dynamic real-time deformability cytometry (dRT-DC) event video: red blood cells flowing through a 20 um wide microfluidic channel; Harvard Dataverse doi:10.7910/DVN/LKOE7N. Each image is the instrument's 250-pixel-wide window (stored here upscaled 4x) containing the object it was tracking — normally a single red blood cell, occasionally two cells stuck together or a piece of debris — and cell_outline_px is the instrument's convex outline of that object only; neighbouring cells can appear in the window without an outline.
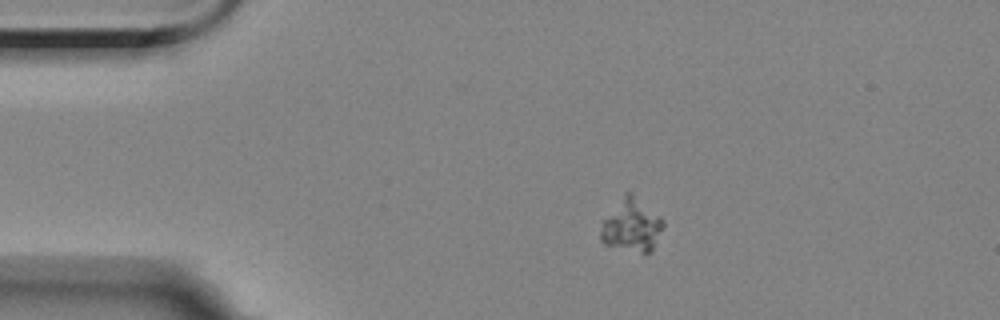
{"species": "Egyptian fruit bat (a non-hibernating species)", "species_latin": "Rousettus aegyptiacus", "temperature_condition": "room temperature", "stored_images_in_passage": 4, "camera_frame_rate_fps": 3000, "um_per_image_px": 0.085, "animal": {"sex": "female"}, "frame": {"image": 1, "passage_image": 3, "time_ms": 2.333, "image_size_px": [1000, 320], "cell_outline_px": [[664, 224], [652, 252], [640, 252], [604, 244], [600, 240], [600, 220], [624, 192], [632, 192], [660, 216], [664, 220]], "centroid_in_image_um": [53.64, 19.11], "position_along_channel_um": 31.4, "area_um2": 19.59}}